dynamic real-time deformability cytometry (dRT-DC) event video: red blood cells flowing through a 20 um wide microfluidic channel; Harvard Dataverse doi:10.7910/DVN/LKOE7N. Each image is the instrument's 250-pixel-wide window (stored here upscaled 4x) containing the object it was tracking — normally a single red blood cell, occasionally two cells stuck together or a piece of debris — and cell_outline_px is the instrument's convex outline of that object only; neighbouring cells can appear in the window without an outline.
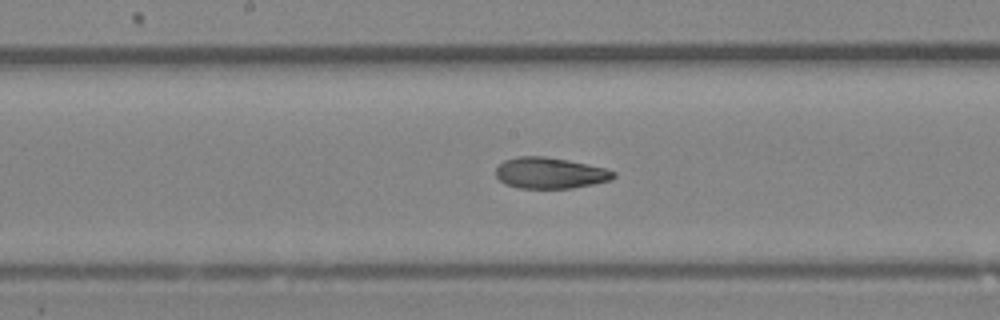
{"species": "Egyptian fruit bat (a non-hibernating species)", "species_latin": "Rousettus aegyptiacus", "temperature_condition": "room temperature", "stored_images_in_passage": 29, "camera_frame_rate_fps": 3000, "um_per_image_px": 0.085, "animal": {"sex": "female"}, "frame": {"image": 1, "passage_image": 9, "time_ms": 2.667, "image_size_px": [1000, 320], "cell_outline_px": [[616, 176], [612, 180], [572, 188], [520, 188], [504, 184], [496, 176], [496, 168], [504, 160], [516, 156], [544, 156], [568, 160], [604, 168], [616, 172]], "centroid_in_image_um": [46.74, 14.7], "position_along_channel_um": 201.5, "area_um2": 21.33}}
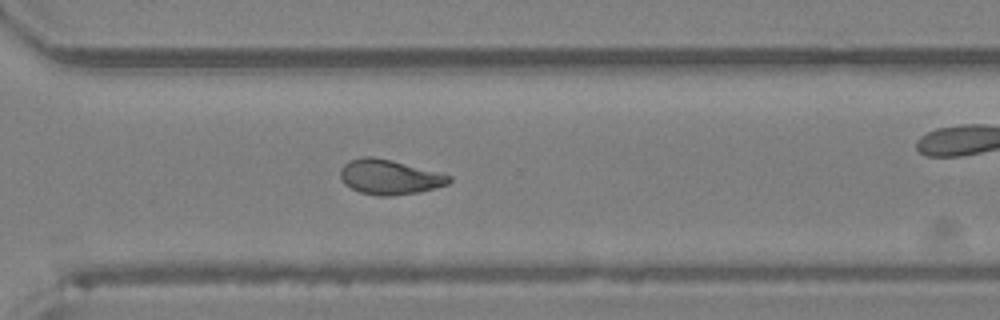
{"frame": {"image": 2, "passage_image": 17, "time_ms": 5.333, "image_size_px": [1000, 320], "cell_outline_px": [[452, 180], [448, 184], [420, 192], [392, 196], [376, 196], [360, 192], [344, 184], [340, 176], [340, 168], [348, 160], [364, 156], [372, 156], [392, 160], [452, 176]], "centroid_in_image_um": [33.08, 15.05], "position_along_channel_um": 337.5, "area_um2": 22.14}}